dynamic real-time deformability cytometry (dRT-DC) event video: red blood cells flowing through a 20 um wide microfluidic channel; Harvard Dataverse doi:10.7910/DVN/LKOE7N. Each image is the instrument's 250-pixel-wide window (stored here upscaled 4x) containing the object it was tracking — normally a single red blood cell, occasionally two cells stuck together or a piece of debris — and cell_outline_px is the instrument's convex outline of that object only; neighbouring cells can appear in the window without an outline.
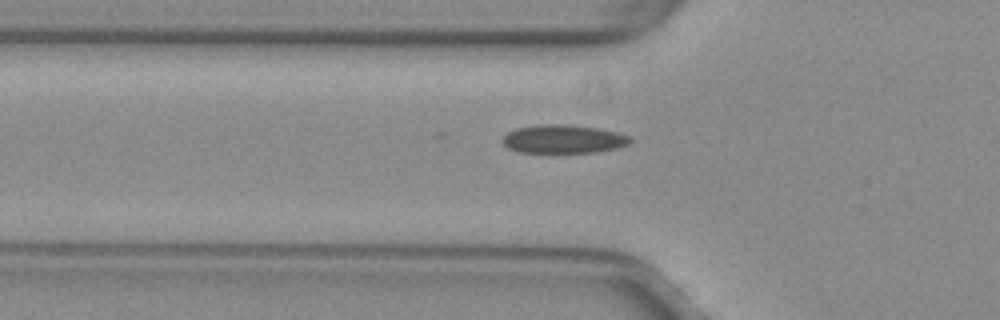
{"species": "common noctule bat (a hibernating species)", "species_latin": "Nyctalus noctula", "temperature_condition": "warm", "stored_images_in_passage": 30, "camera_frame_rate_fps": 3000, "um_per_image_px": 0.085, "animal": {"sex": "female", "body_mass_g": 29.2, "forearm_length_mm": 56.3}, "frame": {"image": 1, "passage_image": 3, "time_ms": 0.667, "image_size_px": [1000, 320], "cell_outline_px": [[632, 140], [628, 144], [616, 148], [596, 152], [552, 156], [520, 152], [508, 148], [500, 140], [508, 132], [516, 128], [536, 124], [572, 124], [600, 128], [616, 132], [628, 136]], "centroid_in_image_um": [47.83, 11.86], "position_along_channel_um": 78.0, "area_um2": 22.37}}
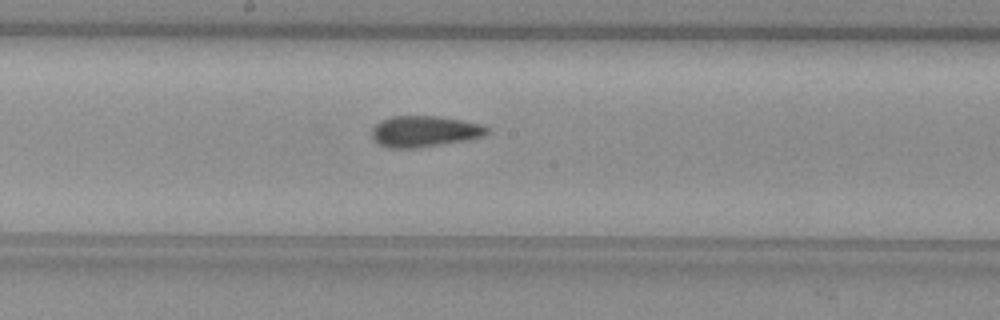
{"frame": {"image": 2, "passage_image": 13, "time_ms": 4.0, "image_size_px": [1000, 320], "cell_outline_px": [[488, 132], [484, 136], [464, 140], [416, 148], [388, 148], [372, 140], [372, 128], [380, 120], [392, 116], [436, 116], [464, 120], [480, 124], [488, 128]], "centroid_in_image_um": [36.04, 11.16], "position_along_channel_um": 212.2, "area_um2": 20.81}}
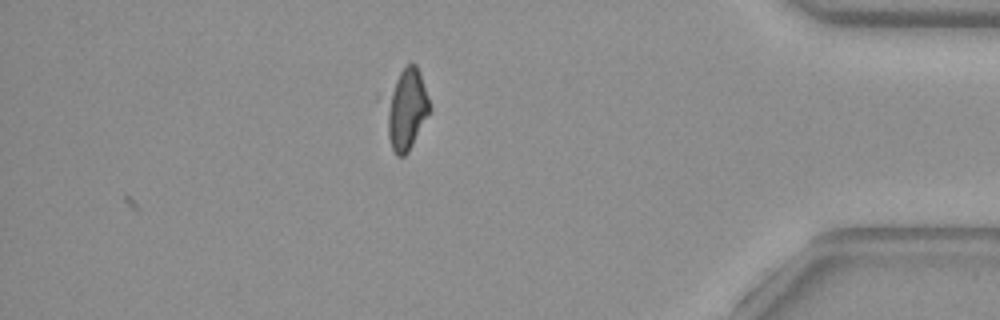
{"frame": {"image": 3, "passage_image": 30, "time_ms": 9.667, "image_size_px": [1000, 320], "cell_outline_px": [[432, 108], [408, 152], [404, 156], [396, 156], [392, 148], [388, 136], [384, 96], [400, 72], [412, 60], [416, 64], [420, 72]], "centroid_in_image_um": [34.53, 9.24], "position_along_channel_um": 400.7, "area_um2": 20.87}, "authors_computed_cell_mechanics": {"area_um2": 20.6057, "velocity_mm_per_s": 4.0047, "shape_relaxation_time_tau1_ms": null, "shape_relaxation_time_tau2_ms": 1.6593, "deformation_change_tau1": null, "deformation_change_tau2": 0.0748}}